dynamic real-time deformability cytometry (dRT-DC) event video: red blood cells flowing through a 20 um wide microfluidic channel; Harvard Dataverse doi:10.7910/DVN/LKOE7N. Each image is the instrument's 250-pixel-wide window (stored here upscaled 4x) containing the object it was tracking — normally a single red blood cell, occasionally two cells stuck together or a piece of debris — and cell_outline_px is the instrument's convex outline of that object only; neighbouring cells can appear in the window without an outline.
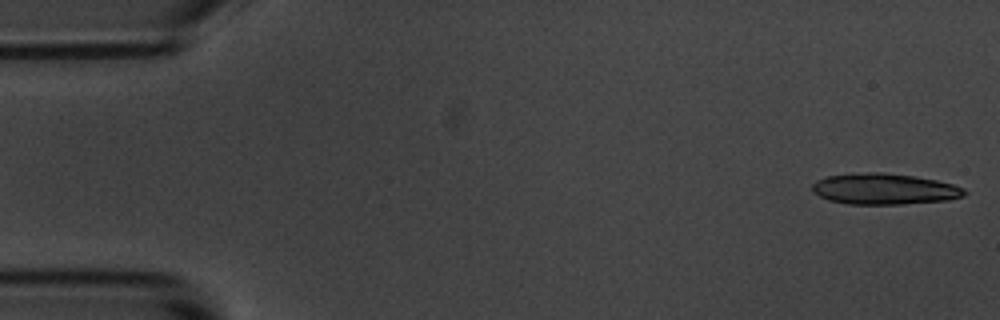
{"species": "common noctule bat (a hibernating species)", "species_latin": "Nyctalus noctula", "temperature_condition": "room temperature", "stored_images_in_passage": 54, "camera_frame_rate_fps": 3000, "um_per_image_px": 0.085, "animal": {"sex": "male", "body_mass_g": 20.1, "forearm_length_mm": 53.5}, "frame": {"image": 1, "passage_image": 1, "time_ms": 0.0, "image_size_px": [1000, 320], "cell_outline_px": [[968, 192], [964, 196], [948, 200], [904, 204], [848, 204], [828, 200], [812, 192], [812, 184], [816, 180], [828, 176], [868, 172], [884, 172], [912, 176], [936, 180], [952, 184], [964, 188]], "centroid_in_image_um": [75.17, 16.07], "position_along_channel_um": 9.8, "area_um2": 27.51}}
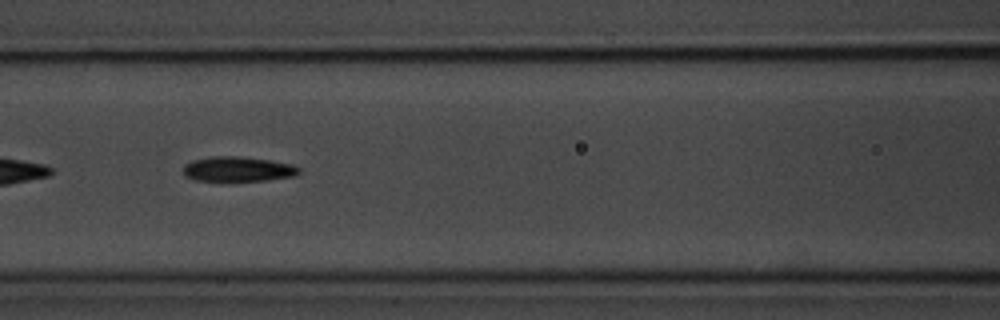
{"frame": {"image": 2, "passage_image": 23, "time_ms": 7.333, "image_size_px": [1000, 320], "cell_outline_px": [[300, 172], [296, 176], [268, 180], [232, 184], [196, 180], [184, 176], [184, 164], [192, 160], [212, 156], [236, 156], [272, 160], [292, 164], [300, 168]], "centroid_in_image_um": [20.22, 14.42], "position_along_channel_um": 146.4, "area_um2": 17.8}}
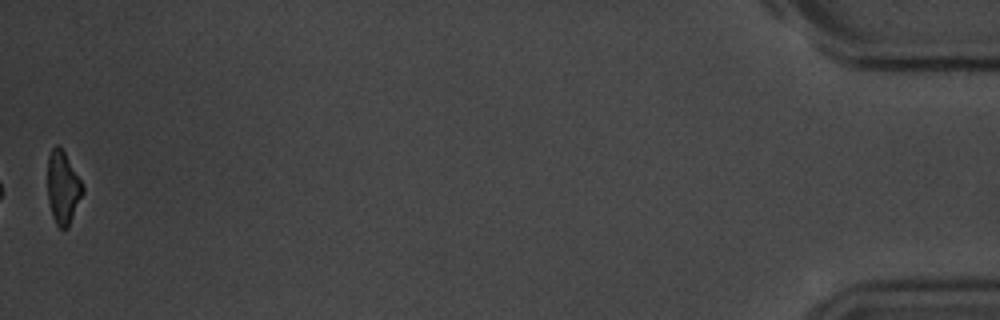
{"frame": {"image": 3, "passage_image": 54, "time_ms": 17.667, "image_size_px": [1000, 320], "cell_outline_px": [[84, 192], [68, 228], [60, 228], [56, 224], [52, 216], [48, 200], [48, 156], [52, 148], [56, 144], [64, 152], [80, 180], [84, 188]], "centroid_in_image_um": [5.34, 15.98], "position_along_channel_um": 429.9, "area_um2": 14.68}, "authors_computed_cell_mechanics": {"area_um2": 17.3111, "velocity_mm_per_s": 3.6844, "shape_relaxation_time_tau1_ms": 3.0097, "shape_relaxation_time_tau2_ms": 7.6487, "deformation_change_tau1": 0.1212, "deformation_change_tau2": 0.1789}}